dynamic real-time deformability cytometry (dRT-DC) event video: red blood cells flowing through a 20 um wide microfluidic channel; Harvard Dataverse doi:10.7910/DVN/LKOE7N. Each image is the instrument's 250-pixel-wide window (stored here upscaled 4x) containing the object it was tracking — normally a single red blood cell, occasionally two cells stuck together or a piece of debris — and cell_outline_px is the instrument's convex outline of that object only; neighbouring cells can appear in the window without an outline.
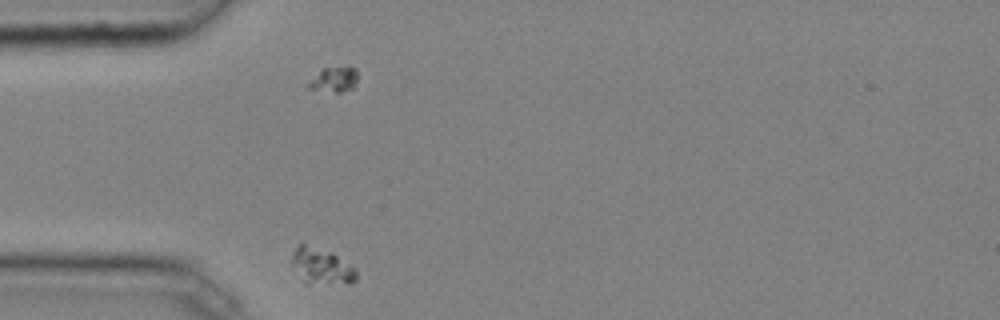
{"species": "common noctule bat (a hibernating species)", "species_latin": "Nyctalus noctula", "temperature_condition": "cold", "stored_images_in_passage": 33, "camera_frame_rate_fps": 3000, "um_per_image_px": 0.085, "animal": {"sex": "male", "body_mass_g": 20.4}, "frame": {"image": 1, "passage_image": 3, "time_ms": 0.667, "image_size_px": [1000, 320], "cell_outline_px": [[356, 280], [352, 284], [308, 284], [292, 264], [292, 256], [296, 248], [300, 244], [304, 244], [336, 256], [352, 268], [356, 272]], "centroid_in_image_um": [27.34, 22.69], "position_along_channel_um": 57.7, "area_um2": 12.77}}
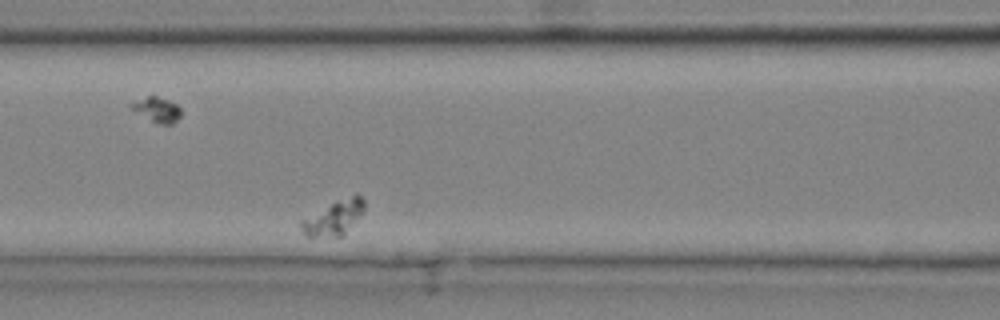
{"frame": {"image": 2, "passage_image": 11, "time_ms": 3.333, "image_size_px": [1000, 320], "cell_outline_px": [[364, 208], [344, 236], [308, 236], [304, 232], [300, 224], [304, 220], [332, 204], [352, 196], [360, 196], [364, 200]], "centroid_in_image_um": [28.42, 18.56], "position_along_channel_um": 138.2, "area_um2": 11.56}}
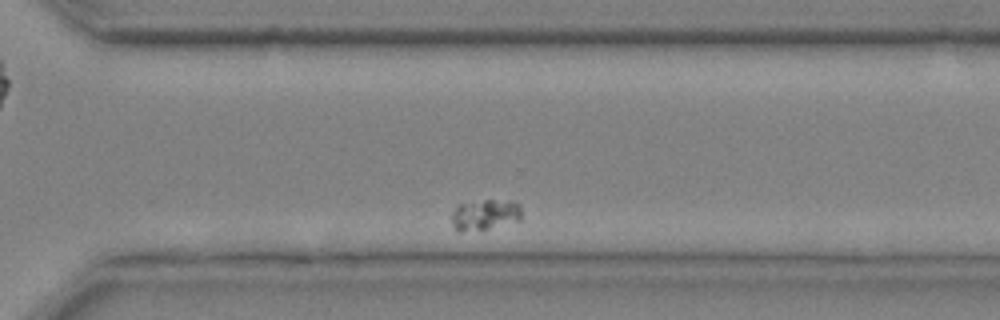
{"frame": {"image": 3, "passage_image": 28, "time_ms": 9.0, "image_size_px": [1000, 320], "cell_outline_px": [[520, 220], [488, 228], [460, 232], [452, 224], [452, 212], [456, 204], [484, 200], [492, 200], [520, 204]], "centroid_in_image_um": [41.16, 18.25], "position_along_channel_um": 329.4, "area_um2": 12.2}}